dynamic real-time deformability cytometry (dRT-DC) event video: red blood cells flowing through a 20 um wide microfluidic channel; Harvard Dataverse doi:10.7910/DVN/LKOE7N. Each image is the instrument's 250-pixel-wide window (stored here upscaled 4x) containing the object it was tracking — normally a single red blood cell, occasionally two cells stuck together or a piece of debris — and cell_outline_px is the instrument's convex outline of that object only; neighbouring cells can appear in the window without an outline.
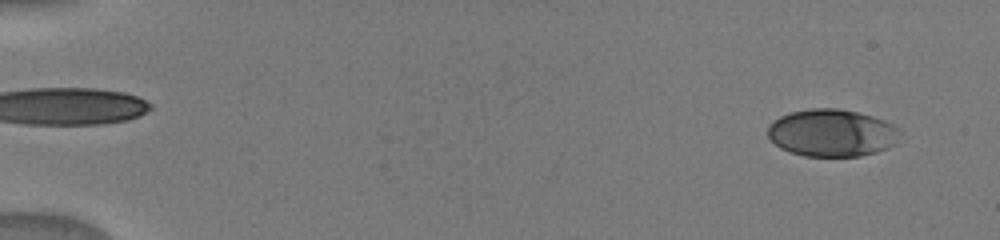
{"species": "human", "species_latin": "Homo sapiens", "temperature_condition": "warm", "stored_images_in_passage": 5, "camera_frame_rate_fps": 3000, "um_per_image_px": 0.085, "donor": {"sex": "male"}, "frame": {"image": 1, "passage_image": 1, "time_ms": 0.0, "image_size_px": [1000, 240], "cell_outline_px": [[904, 132], [896, 144], [888, 148], [876, 152], [860, 156], [804, 156], [780, 148], [768, 136], [768, 124], [772, 120], [788, 112], [808, 108], [840, 108], [872, 116], [896, 124]], "centroid_in_image_um": [70.76, 11.28], "position_along_channel_um": 14.2, "area_um2": 37.11}}